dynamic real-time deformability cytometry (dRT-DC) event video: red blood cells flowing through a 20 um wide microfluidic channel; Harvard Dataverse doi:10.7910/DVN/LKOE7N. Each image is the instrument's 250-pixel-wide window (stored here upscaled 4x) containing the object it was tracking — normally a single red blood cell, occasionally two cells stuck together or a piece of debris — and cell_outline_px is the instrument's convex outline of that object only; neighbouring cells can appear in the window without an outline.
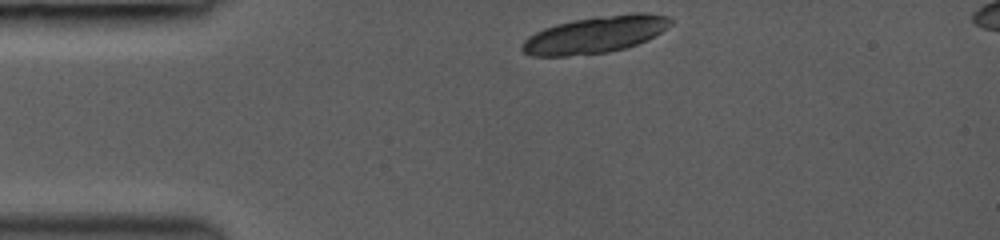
{"species": "common noctule bat (a hibernating species)", "species_latin": "Nyctalus noctula", "temperature_condition": "room temperature", "stored_images_in_passage": 7, "camera_frame_rate_fps": 3000, "um_per_image_px": 0.085, "animal": {"sex": "female", "body_mass_g": 19.0, "forearm_length_mm": 53.3}, "frame": {"image": 1, "passage_image": 1, "time_ms": 0.0, "image_size_px": [1000, 240], "cell_outline_px": [[672, 24], [668, 28], [648, 40], [624, 48], [608, 52], [568, 56], [532, 56], [524, 52], [520, 48], [520, 44], [528, 36], [544, 28], [556, 24], [572, 20], [596, 16], [632, 12], [648, 12], [668, 16], [672, 20]], "centroid_in_image_um": [50.62, 2.93], "position_along_channel_um": 34.4, "area_um2": 32.31}}
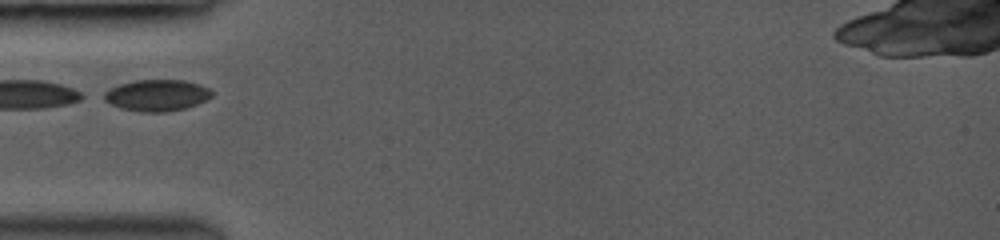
{"frame": {"image": 2, "passage_image": 5, "time_ms": 2.0, "image_size_px": [1000, 240], "cell_outline_px": [[212, 96], [196, 104], [184, 108], [164, 112], [140, 112], [120, 108], [96, 96], [120, 84], [136, 80], [184, 80], [200, 84], [208, 88], [212, 92]], "centroid_in_image_um": [13.27, 8.1], "position_along_channel_um": 71.7, "area_um2": 19.77}}